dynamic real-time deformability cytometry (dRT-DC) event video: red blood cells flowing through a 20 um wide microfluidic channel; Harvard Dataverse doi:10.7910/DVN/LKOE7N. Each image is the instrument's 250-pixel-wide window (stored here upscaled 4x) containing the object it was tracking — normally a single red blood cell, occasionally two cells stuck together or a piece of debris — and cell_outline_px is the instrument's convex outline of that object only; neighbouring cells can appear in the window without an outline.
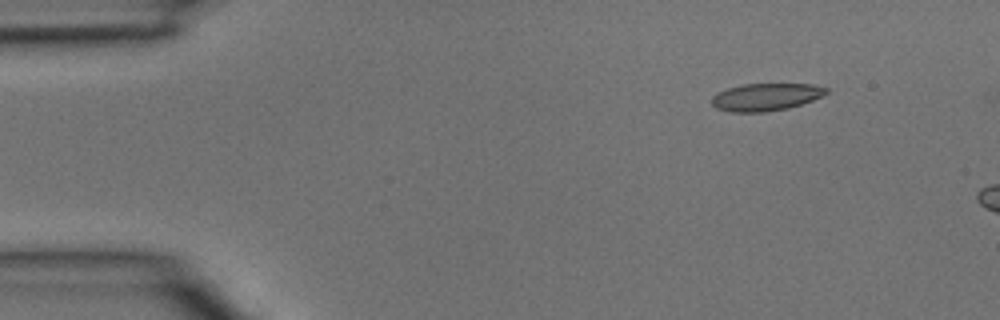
{"species": "common noctule bat (a hibernating species)", "species_latin": "Nyctalus noctula", "temperature_condition": "room temperature", "stored_images_in_passage": 2, "camera_frame_rate_fps": 3000, "um_per_image_px": 0.085, "animal": {"sex": "male", "body_mass_g": 15.6}, "frame": {"image": 1, "passage_image": 1, "time_ms": 0.0, "image_size_px": [1000, 320], "cell_outline_px": [[828, 92], [824, 96], [788, 108], [764, 112], [732, 112], [716, 108], [712, 104], [712, 96], [716, 92], [728, 88], [744, 84], [812, 84], [828, 88]], "centroid_in_image_um": [65.09, 8.24], "position_along_channel_um": 19.9, "area_um2": 18.32}}